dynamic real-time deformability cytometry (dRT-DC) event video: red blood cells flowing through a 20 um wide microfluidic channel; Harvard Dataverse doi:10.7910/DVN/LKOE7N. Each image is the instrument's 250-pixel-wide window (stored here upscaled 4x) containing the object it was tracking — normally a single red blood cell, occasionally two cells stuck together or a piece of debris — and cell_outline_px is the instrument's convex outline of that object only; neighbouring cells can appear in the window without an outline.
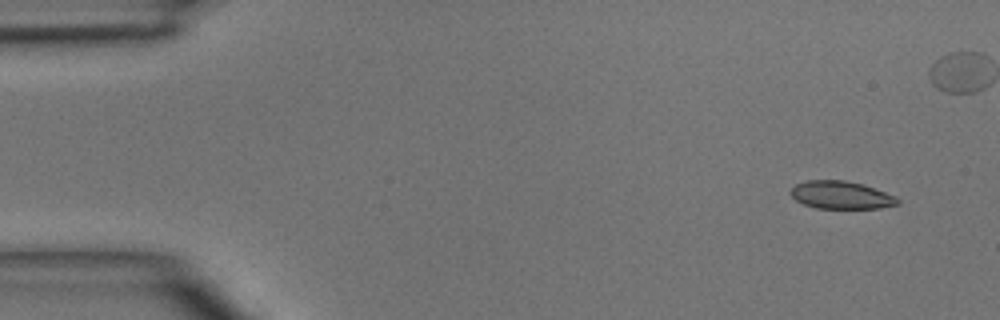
{"species": "common noctule bat (a hibernating species)", "species_latin": "Nyctalus noctula", "temperature_condition": "room temperature", "stored_images_in_passage": 5, "camera_frame_rate_fps": 3000, "um_per_image_px": 0.085, "animal": {"sex": "male", "body_mass_g": 15.6}, "frame": {"image": 1, "passage_image": 1, "time_ms": 0.0, "image_size_px": [1000, 320], "cell_outline_px": [[900, 204], [880, 208], [816, 208], [804, 204], [796, 200], [788, 192], [796, 184], [808, 180], [844, 180], [864, 184], [896, 196], [900, 200]], "centroid_in_image_um": [71.51, 16.57], "position_along_channel_um": 13.5, "area_um2": 17.4}}